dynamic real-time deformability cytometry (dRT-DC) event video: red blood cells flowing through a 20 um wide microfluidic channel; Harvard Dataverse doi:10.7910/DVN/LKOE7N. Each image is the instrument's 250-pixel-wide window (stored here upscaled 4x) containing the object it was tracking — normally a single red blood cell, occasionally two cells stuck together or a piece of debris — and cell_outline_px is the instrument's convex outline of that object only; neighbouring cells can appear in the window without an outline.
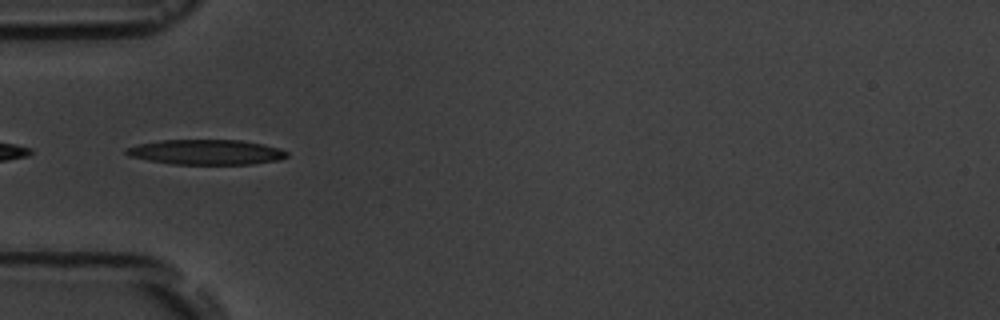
{"species": "common noctule bat (a hibernating species)", "species_latin": "Nyctalus noctula", "temperature_condition": "room temperature", "stored_images_in_passage": 7, "camera_frame_rate_fps": 3000, "um_per_image_px": 0.085, "animal": {"sex": "male", "body_mass_g": 19.5, "forearm_length_mm": 54.6}, "frame": {"image": 1, "passage_image": 5, "time_ms": 5.333, "image_size_px": [1000, 320], "cell_outline_px": [[288, 156], [280, 160], [252, 164], [172, 164], [148, 160], [128, 156], [124, 152], [124, 148], [136, 144], [160, 140], [240, 140], [264, 144], [280, 148], [288, 152]], "centroid_in_image_um": [17.51, 12.92], "position_along_channel_um": 67.5, "area_um2": 23.7}}
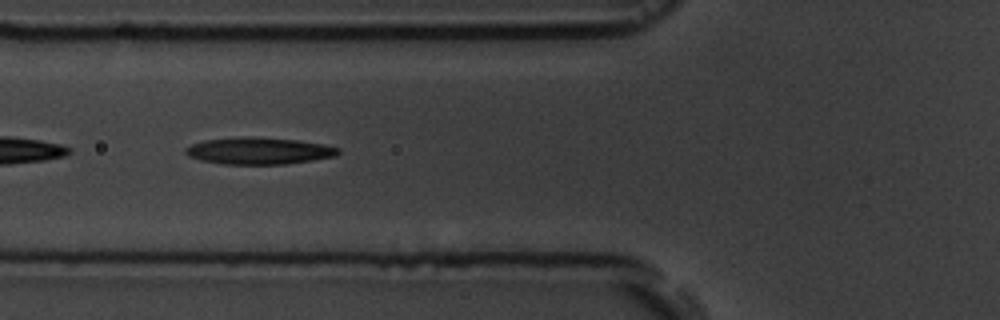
{"frame": {"image": 2, "passage_image": 6, "time_ms": 6.333, "image_size_px": [1000, 320], "cell_outline_px": [[340, 152], [336, 156], [312, 160], [284, 164], [224, 164], [200, 160], [188, 156], [184, 152], [184, 148], [192, 144], [204, 140], [244, 136], [252, 136], [296, 140], [324, 144], [340, 148]], "centroid_in_image_um": [21.99, 12.81], "position_along_channel_um": 103.8, "area_um2": 23.99}}
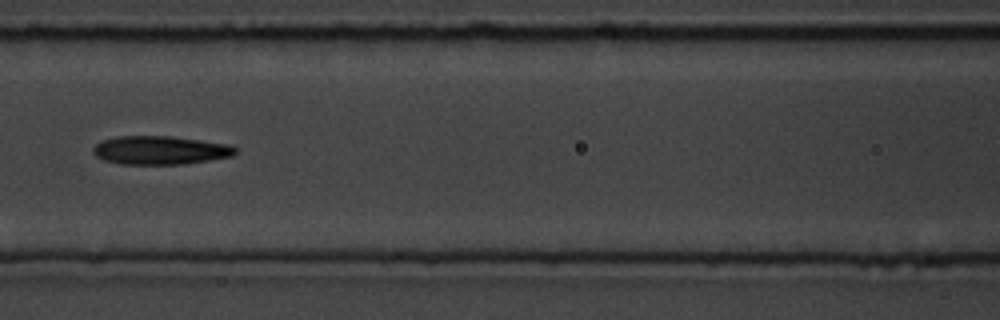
{"frame": {"image": 3, "passage_image": 7, "time_ms": 7.667, "image_size_px": [1000, 320], "cell_outline_px": [[236, 152], [232, 156], [184, 164], [120, 164], [104, 160], [96, 156], [92, 152], [92, 148], [100, 140], [116, 136], [172, 136], [232, 144], [236, 148]], "centroid_in_image_um": [13.6, 12.76], "position_along_channel_um": 153.0, "area_um2": 23.87}}